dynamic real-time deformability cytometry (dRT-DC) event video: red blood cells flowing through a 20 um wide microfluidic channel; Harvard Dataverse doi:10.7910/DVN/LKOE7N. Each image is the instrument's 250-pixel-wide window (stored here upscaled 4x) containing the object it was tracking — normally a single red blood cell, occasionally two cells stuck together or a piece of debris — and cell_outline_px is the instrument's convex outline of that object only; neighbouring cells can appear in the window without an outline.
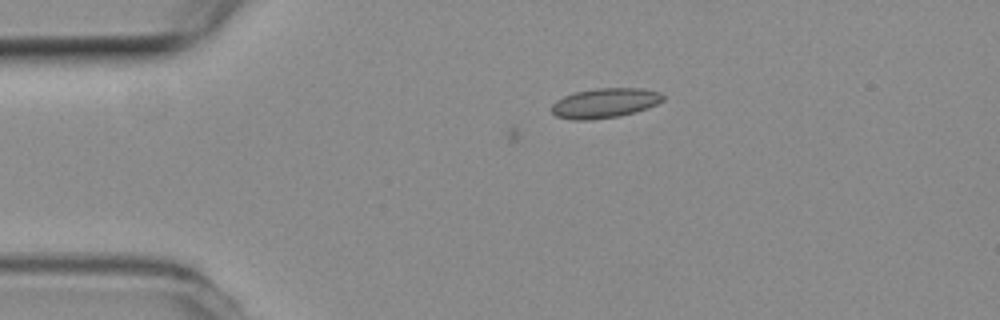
{"species": "common noctule bat (a hibernating species)", "species_latin": "Nyctalus noctula", "temperature_condition": "room temperature", "stored_images_in_passage": 2, "camera_frame_rate_fps": 3000, "um_per_image_px": 0.085, "animal": {"sex": "female", "body_mass_g": 19.3, "forearm_length_mm": 54.1}, "frame": {"image": 1, "passage_image": 2, "time_ms": 0.333, "image_size_px": [1000, 320], "cell_outline_px": [[664, 100], [648, 108], [636, 112], [620, 116], [588, 120], [572, 120], [556, 116], [552, 112], [552, 104], [556, 100], [564, 96], [576, 92], [596, 88], [644, 88], [660, 92], [664, 96]], "centroid_in_image_um": [51.43, 8.76], "position_along_channel_um": 33.6, "area_um2": 19.42}}